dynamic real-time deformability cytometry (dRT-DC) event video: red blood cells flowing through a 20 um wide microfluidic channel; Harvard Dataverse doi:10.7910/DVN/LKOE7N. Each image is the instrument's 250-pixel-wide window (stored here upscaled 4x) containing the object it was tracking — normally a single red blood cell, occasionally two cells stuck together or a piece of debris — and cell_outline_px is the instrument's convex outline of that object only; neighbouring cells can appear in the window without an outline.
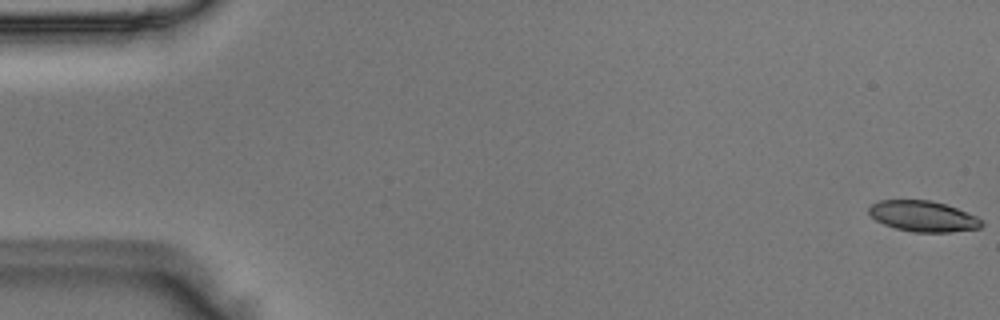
{"species": "Egyptian fruit bat (a non-hibernating species)", "species_latin": "Rousettus aegyptiacus", "temperature_condition": "room temperature", "stored_images_in_passage": 52, "camera_frame_rate_fps": 3000, "um_per_image_px": 0.085, "animal": {"sex": "male"}, "frame": {"image": 1, "passage_image": 1, "time_ms": 0.0, "image_size_px": [1000, 320], "cell_outline_px": [[984, 224], [980, 228], [948, 232], [916, 232], [896, 228], [884, 224], [876, 220], [868, 212], [868, 208], [872, 204], [880, 200], [932, 200], [956, 208], [976, 216], [984, 220]], "centroid_in_image_um": [78.48, 18.38], "position_along_channel_um": 6.5, "area_um2": 20.11}}
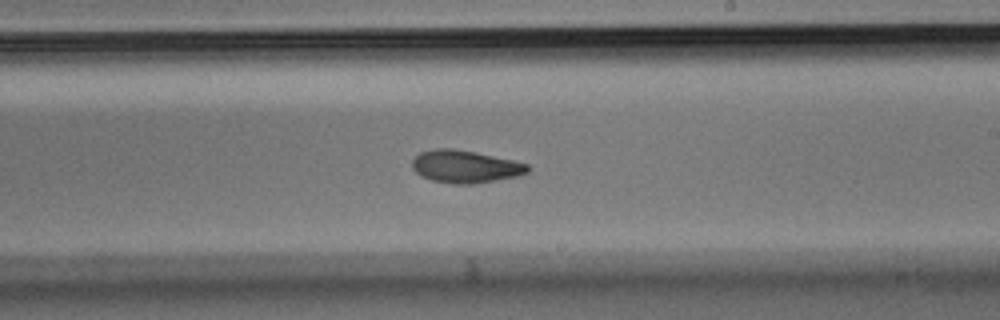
{"frame": {"image": 2, "passage_image": 31, "time_ms": 10.0, "image_size_px": [1000, 320], "cell_outline_px": [[532, 168], [528, 172], [516, 176], [472, 184], [452, 184], [432, 180], [420, 176], [412, 168], [412, 160], [420, 152], [436, 148], [452, 148], [476, 152], [512, 160], [528, 164]], "centroid_in_image_um": [39.52, 14.15], "position_along_channel_um": 249.5, "area_um2": 21.91}}
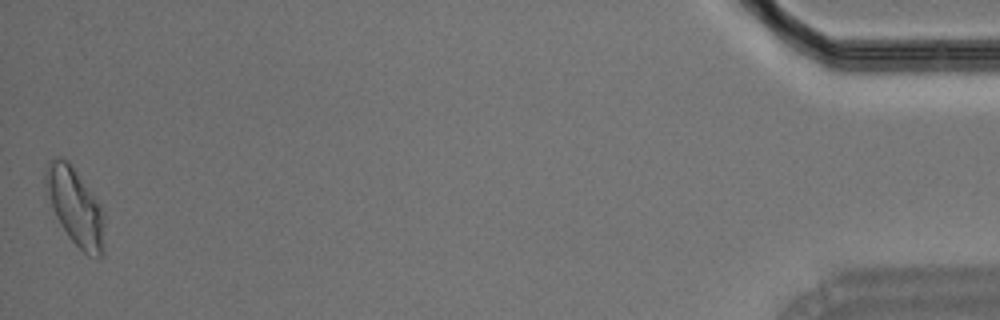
{"frame": {"image": 3, "passage_image": 52, "time_ms": 17.0, "image_size_px": [1000, 320], "cell_outline_px": [[104, 256], [88, 256], [68, 236], [60, 224], [44, 196], [44, 172], [48, 160], [60, 156], [68, 160], [100, 204], [104, 212]], "centroid_in_image_um": [6.35, 17.54], "position_along_channel_um": 428.8, "area_um2": 26.99}}